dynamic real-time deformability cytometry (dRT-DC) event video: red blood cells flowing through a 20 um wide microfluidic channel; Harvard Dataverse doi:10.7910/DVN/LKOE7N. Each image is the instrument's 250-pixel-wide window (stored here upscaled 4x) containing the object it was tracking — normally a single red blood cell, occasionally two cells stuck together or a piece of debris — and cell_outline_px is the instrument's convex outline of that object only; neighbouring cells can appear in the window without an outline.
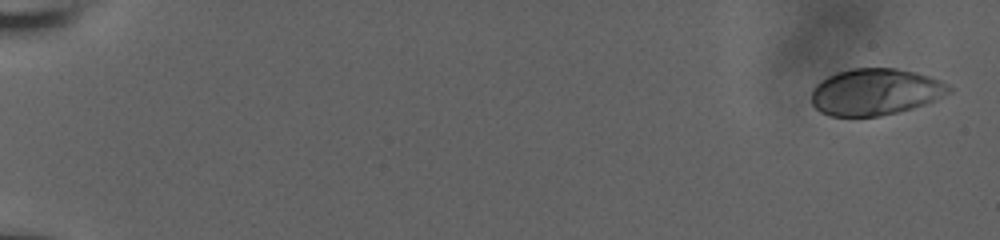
{"species": "human", "species_latin": "Homo sapiens", "temperature_condition": "room temperature", "stored_images_in_passage": 16, "camera_frame_rate_fps": 3000, "um_per_image_px": 0.085, "donor": {"sex": "male"}, "frame": {"image": 1, "passage_image": 1, "time_ms": 0.0, "image_size_px": [1000, 240], "cell_outline_px": [[952, 92], [924, 104], [912, 108], [880, 116], [828, 116], [820, 112], [812, 104], [812, 88], [820, 80], [836, 72], [852, 68], [896, 68], [916, 72], [940, 80], [948, 84], [952, 88]], "centroid_in_image_um": [74.38, 7.8], "position_along_channel_um": 10.6, "area_um2": 37.45}}